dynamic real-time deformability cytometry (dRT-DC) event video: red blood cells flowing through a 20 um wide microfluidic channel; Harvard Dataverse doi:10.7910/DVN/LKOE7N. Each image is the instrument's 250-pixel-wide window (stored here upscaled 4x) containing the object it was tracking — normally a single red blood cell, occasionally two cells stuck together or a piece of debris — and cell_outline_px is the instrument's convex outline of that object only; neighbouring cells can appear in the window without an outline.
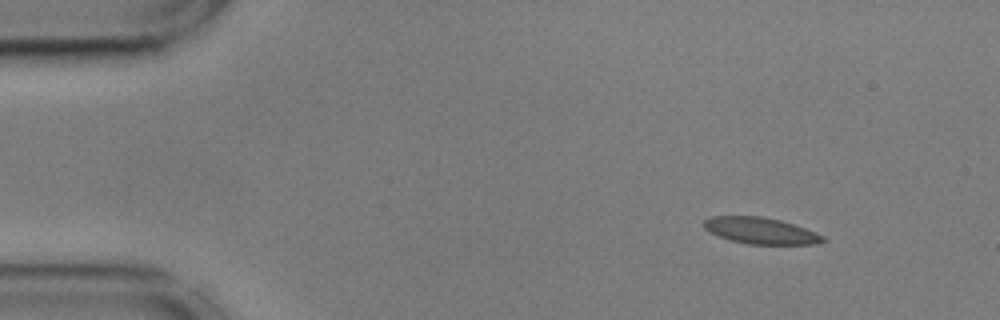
{"species": "common noctule bat (a hibernating species)", "species_latin": "Nyctalus noctula", "temperature_condition": "cold", "stored_images_in_passage": 50, "camera_frame_rate_fps": 3000, "um_per_image_px": 0.085, "animal": {"sex": "male", "body_mass_g": 17.9, "forearm_length_mm": 54.2}, "frame": {"image": 1, "passage_image": 1, "time_ms": 0.0, "image_size_px": [1000, 320], "cell_outline_px": [[828, 240], [816, 244], [748, 244], [732, 240], [720, 236], [704, 228], [704, 220], [712, 216], [760, 216], [780, 220], [816, 232], [824, 236]], "centroid_in_image_um": [64.69, 19.61], "position_along_channel_um": 20.3, "area_um2": 18.09}}
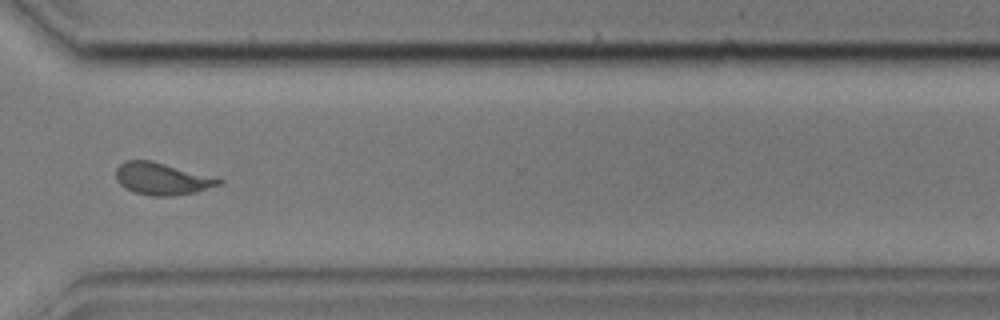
{"frame": {"image": 2, "passage_image": 36, "time_ms": 11.667, "image_size_px": [1000, 320], "cell_outline_px": [[224, 180], [220, 184], [196, 192], [172, 196], [152, 196], [132, 192], [124, 188], [116, 180], [116, 168], [124, 160], [152, 160], [216, 176]], "centroid_in_image_um": [13.78, 15.18], "position_along_channel_um": 356.8, "area_um2": 19.65}}
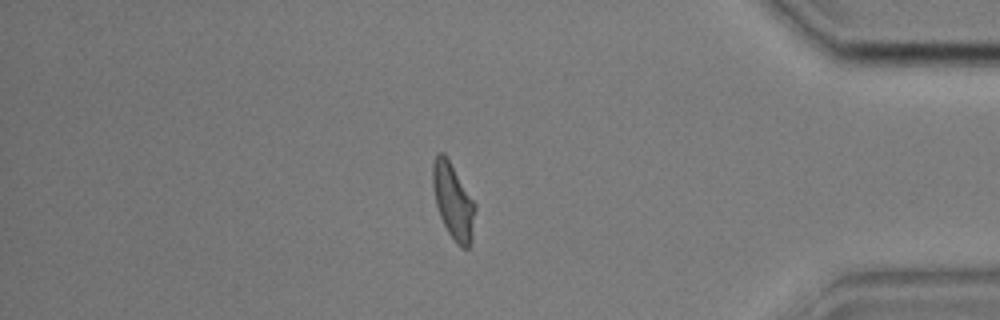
{"frame": {"image": 3, "passage_image": 42, "time_ms": 13.667, "image_size_px": [1000, 320], "cell_outline_px": [[476, 208], [472, 240], [468, 248], [460, 248], [456, 244], [448, 232], [440, 216], [436, 204], [432, 188], [432, 164], [436, 152], [444, 152], [476, 204]], "centroid_in_image_um": [38.51, 17.1], "position_along_channel_um": 396.7, "area_um2": 18.9}, "authors_computed_cell_mechanics": {"area_um2": 18.9873, "velocity_mm_per_s": 3.5777, "shape_relaxation_time_tau1_ms": 9.4101, "shape_relaxation_time_tau2_ms": 0.8678, "deformation_change_tau1": 0.1681, "deformation_change_tau2": 0.0557}}